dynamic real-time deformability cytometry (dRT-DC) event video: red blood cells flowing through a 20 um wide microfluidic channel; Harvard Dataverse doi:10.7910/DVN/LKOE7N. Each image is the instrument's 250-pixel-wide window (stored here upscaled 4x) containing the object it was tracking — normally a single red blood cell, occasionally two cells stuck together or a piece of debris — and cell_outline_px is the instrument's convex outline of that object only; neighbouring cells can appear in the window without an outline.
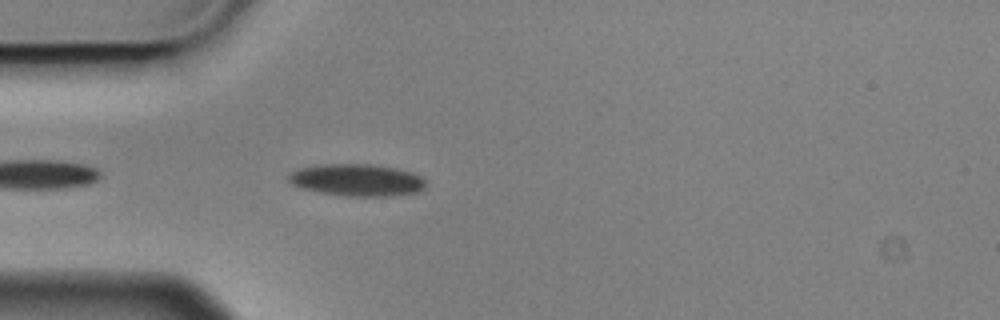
{"species": "Egyptian fruit bat (a non-hibernating species)", "species_latin": "Rousettus aegyptiacus", "temperature_condition": "cold", "stored_images_in_passage": 4, "camera_frame_rate_fps": 3000, "um_per_image_px": 0.085, "animal": {"sex": "male"}, "frame": {"image": 1, "passage_image": 4, "time_ms": 1.0, "image_size_px": [1000, 320], "cell_outline_px": [[424, 188], [416, 192], [388, 196], [344, 196], [320, 192], [304, 188], [292, 184], [288, 180], [288, 176], [292, 172], [300, 168], [320, 164], [368, 164], [396, 168], [412, 172], [420, 176], [424, 180]], "centroid_in_image_um": [30.33, 15.3], "position_along_channel_um": 54.7, "area_um2": 25.37}}